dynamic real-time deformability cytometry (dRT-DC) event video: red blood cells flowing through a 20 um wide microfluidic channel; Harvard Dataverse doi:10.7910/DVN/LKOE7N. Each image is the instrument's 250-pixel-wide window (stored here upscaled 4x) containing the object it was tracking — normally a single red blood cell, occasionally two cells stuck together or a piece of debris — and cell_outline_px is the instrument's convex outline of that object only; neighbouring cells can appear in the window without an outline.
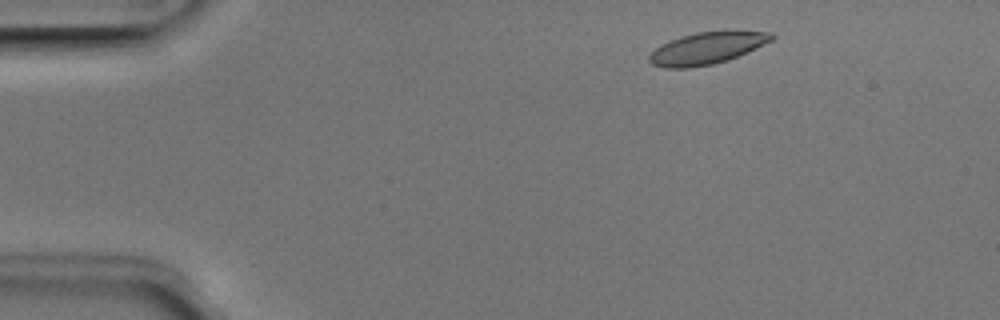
{"species": "Egyptian fruit bat (a non-hibernating species)", "species_latin": "Rousettus aegyptiacus", "temperature_condition": "room temperature", "stored_images_in_passage": 45, "camera_frame_rate_fps": 3000, "um_per_image_px": 0.085, "animal": {"sex": "male"}, "frame": {"image": 1, "passage_image": 1, "time_ms": 0.0, "image_size_px": [1000, 320], "cell_outline_px": [[776, 36], [772, 40], [728, 60], [712, 64], [688, 68], [664, 68], [652, 64], [648, 60], [648, 56], [656, 48], [672, 40], [696, 32], [772, 32]], "centroid_in_image_um": [60.05, 4.12], "position_along_channel_um": 24.9, "area_um2": 22.02}}
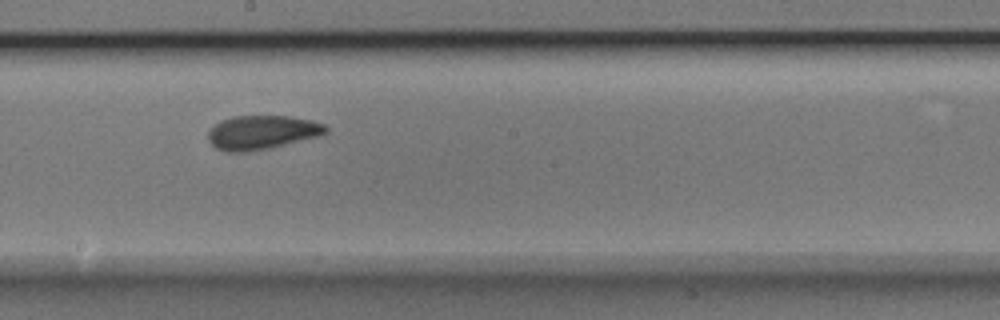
{"frame": {"image": 2, "passage_image": 22, "time_ms": 7.0, "image_size_px": [1000, 320], "cell_outline_px": [[328, 132], [320, 136], [268, 148], [244, 152], [228, 152], [216, 148], [208, 140], [208, 132], [212, 124], [220, 120], [232, 116], [288, 116], [312, 120], [324, 124], [328, 128]], "centroid_in_image_um": [22.24, 11.24], "position_along_channel_um": 226.0, "area_um2": 23.41}}
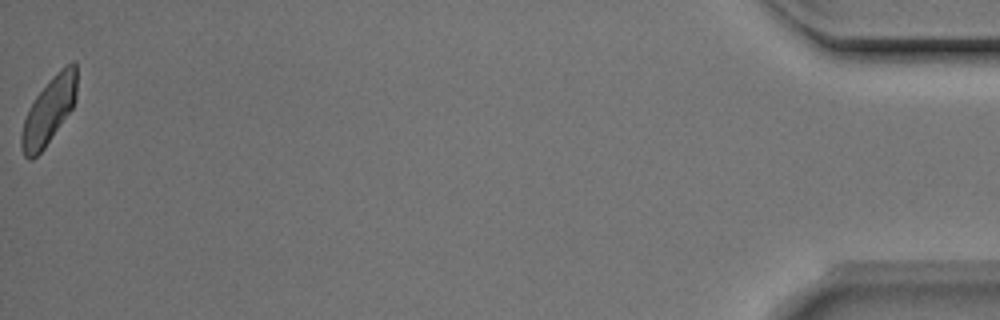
{"frame": {"image": 3, "passage_image": 45, "time_ms": 14.667, "image_size_px": [1000, 320], "cell_outline_px": [[76, 100], [72, 108], [44, 148], [32, 160], [28, 160], [24, 156], [20, 144], [20, 136], [24, 120], [36, 96], [52, 76], [60, 68], [72, 60], [76, 60]], "centroid_in_image_um": [4.16, 9.4], "position_along_channel_um": 431.0, "area_um2": 21.33}, "authors_computed_cell_mechanics": {"area_um2": 22.6576, "velocity_mm_per_s": 3.9424, "shape_relaxation_time_tau1_ms": 4.2878, "shape_relaxation_time_tau2_ms": 1.6738, "deformation_change_tau1": 0.1204, "deformation_change_tau2": 0.0694}}